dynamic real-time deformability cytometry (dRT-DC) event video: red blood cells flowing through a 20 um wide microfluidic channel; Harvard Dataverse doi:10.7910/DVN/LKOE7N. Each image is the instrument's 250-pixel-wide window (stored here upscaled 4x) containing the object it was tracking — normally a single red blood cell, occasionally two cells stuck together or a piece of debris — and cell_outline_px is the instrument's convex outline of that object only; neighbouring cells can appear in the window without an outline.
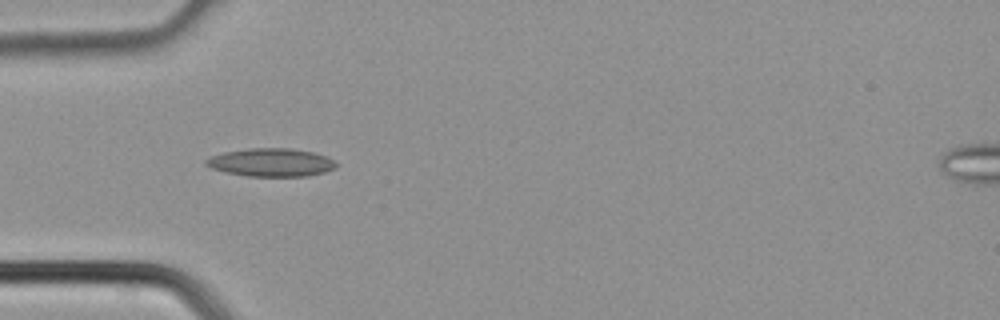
{"species": "common noctule bat (a hibernating species)", "species_latin": "Nyctalus noctula", "temperature_condition": "cold", "stored_images_in_passage": 3, "camera_frame_rate_fps": 3000, "um_per_image_px": 0.085, "animal": {"sex": "male", "body_mass_g": 21.5, "forearm_length_mm": 52.0}, "frame": {"image": 1, "passage_image": 3, "time_ms": 0.667, "image_size_px": [1000, 320], "cell_outline_px": [[336, 168], [324, 172], [308, 176], [248, 176], [224, 172], [212, 168], [204, 164], [204, 160], [212, 156], [224, 152], [248, 148], [288, 148], [316, 152], [332, 160], [336, 164]], "centroid_in_image_um": [23.02, 13.8], "position_along_channel_um": 62.0, "area_um2": 21.33}}